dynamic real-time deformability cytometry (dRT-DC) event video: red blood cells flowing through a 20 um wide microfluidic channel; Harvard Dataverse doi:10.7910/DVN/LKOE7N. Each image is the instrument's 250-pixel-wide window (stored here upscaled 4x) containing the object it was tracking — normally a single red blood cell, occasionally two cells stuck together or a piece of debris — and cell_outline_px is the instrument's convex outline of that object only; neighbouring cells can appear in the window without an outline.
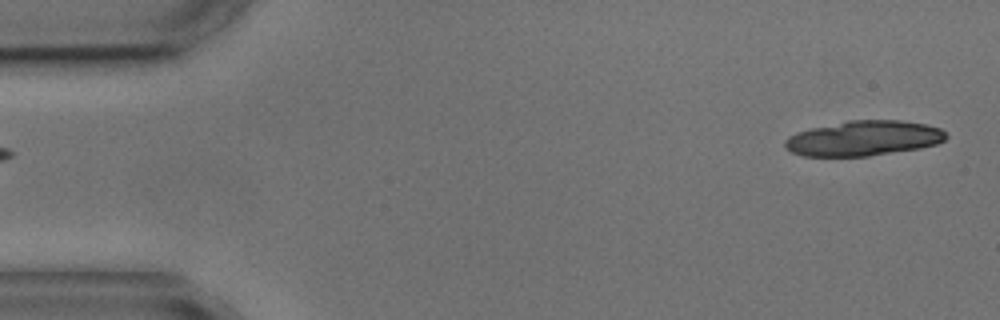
{"species": "common noctule bat (a hibernating species)", "species_latin": "Nyctalus noctula", "temperature_condition": "cold", "stored_images_in_passage": 5, "segment_of_instrument_passage": [2, 2], "camera_frame_rate_fps": 3000, "um_per_image_px": 0.085, "animal": {"sex": "male", "body_mass_g": 17.9, "forearm_length_mm": 54.2}, "frame": {"image": 1, "passage_image": 5, "time_ms": 4.667, "image_size_px": [1000, 320], "cell_outline_px": [[948, 136], [944, 140], [936, 144], [920, 148], [868, 156], [804, 156], [792, 152], [784, 148], [784, 140], [788, 136], [796, 132], [812, 128], [848, 120], [900, 120], [924, 124], [940, 128]], "centroid_in_image_um": [73.38, 11.75], "position_along_channel_um": 11.6, "area_um2": 32.89}}